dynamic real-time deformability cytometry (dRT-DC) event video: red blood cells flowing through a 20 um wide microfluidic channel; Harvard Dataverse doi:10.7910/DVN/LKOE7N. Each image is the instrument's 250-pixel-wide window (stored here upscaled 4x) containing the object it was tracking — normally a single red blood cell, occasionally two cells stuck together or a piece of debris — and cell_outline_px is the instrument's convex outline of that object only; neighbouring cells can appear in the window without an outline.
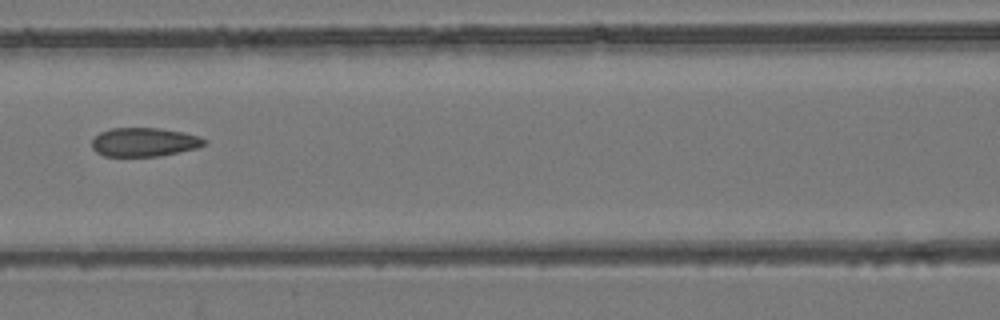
{"species": "common noctule bat (a hibernating species)", "species_latin": "Nyctalus noctula", "temperature_condition": "room temperature", "stored_images_in_passage": 6, "camera_frame_rate_fps": 3000, "um_per_image_px": 0.085, "animal": {"sex": "female", "body_mass_g": 24.6, "forearm_length_mm": 56.2}, "frame": {"image": 1, "passage_image": 5, "time_ms": 1.333, "image_size_px": [1000, 320], "cell_outline_px": [[208, 144], [196, 148], [160, 156], [104, 156], [96, 152], [92, 148], [92, 140], [100, 132], [112, 128], [160, 128], [184, 132], [200, 136], [208, 140]], "centroid_in_image_um": [12.29, 12.07], "position_along_channel_um": 154.3, "area_um2": 19.02}}
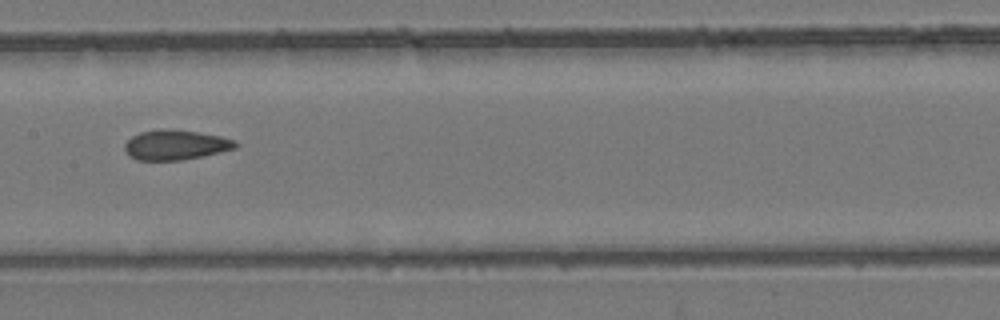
{"frame": {"image": 2, "passage_image": 6, "time_ms": 1.667, "image_size_px": [1000, 320], "cell_outline_px": [[240, 144], [236, 148], [220, 152], [184, 160], [136, 160], [128, 156], [124, 148], [124, 144], [132, 136], [140, 132], [160, 128], [196, 132], [220, 136], [236, 140]], "centroid_in_image_um": [14.92, 12.32], "position_along_channel_um": 192.5, "area_um2": 19.42}}